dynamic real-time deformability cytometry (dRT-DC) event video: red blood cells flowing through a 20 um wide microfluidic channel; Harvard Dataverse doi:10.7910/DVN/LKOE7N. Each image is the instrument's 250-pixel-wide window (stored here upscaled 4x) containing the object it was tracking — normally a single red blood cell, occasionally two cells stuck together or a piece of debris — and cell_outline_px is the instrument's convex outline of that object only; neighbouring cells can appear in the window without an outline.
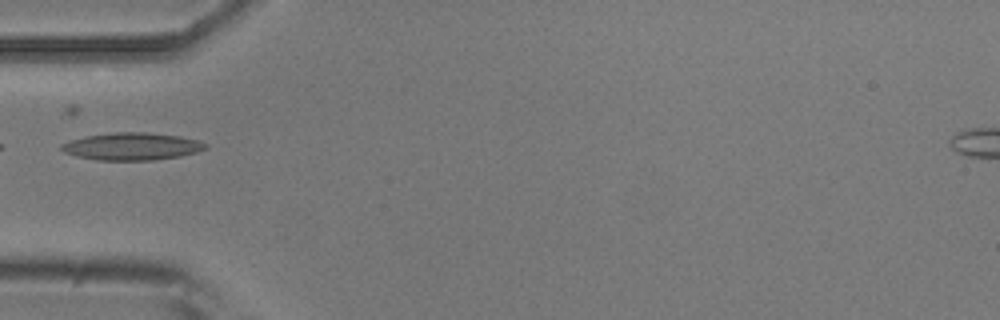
{"species": "common noctule bat (a hibernating species)", "species_latin": "Nyctalus noctula", "temperature_condition": "room temperature", "stored_images_in_passage": 7, "camera_frame_rate_fps": 3000, "um_per_image_px": 0.085, "animal": {"sex": "male", "body_mass_g": 20.5, "forearm_length_mm": 52.5}, "frame": {"image": 1, "passage_image": 5, "time_ms": 4.667, "image_size_px": [1000, 320], "cell_outline_px": [[208, 148], [196, 152], [180, 156], [156, 160], [96, 160], [76, 156], [64, 152], [60, 148], [60, 144], [72, 140], [88, 136], [112, 132], [144, 132], [180, 136], [200, 140], [208, 144]], "centroid_in_image_um": [11.25, 12.44], "position_along_channel_um": 73.8, "area_um2": 23.06}}
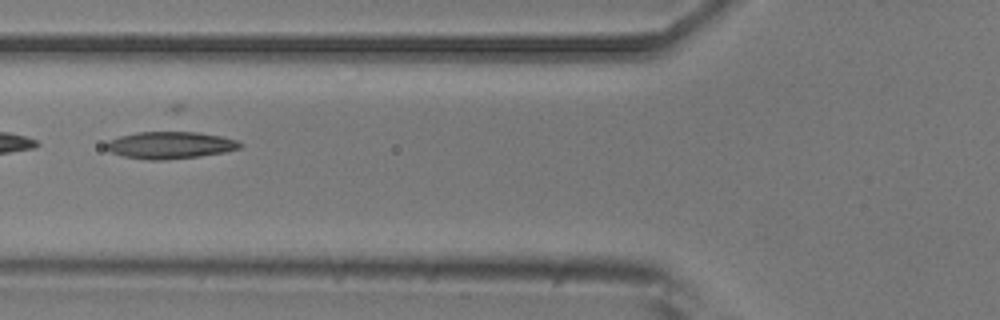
{"frame": {"image": 2, "passage_image": 6, "time_ms": 5.667, "image_size_px": [1000, 320], "cell_outline_px": [[244, 144], [240, 148], [224, 152], [200, 156], [164, 160], [148, 160], [124, 156], [108, 152], [104, 148], [104, 144], [108, 140], [120, 136], [136, 132], [172, 128], [200, 132], [220, 136], [236, 140]], "centroid_in_image_um": [14.42, 12.29], "position_along_channel_um": 111.4, "area_um2": 22.2}}
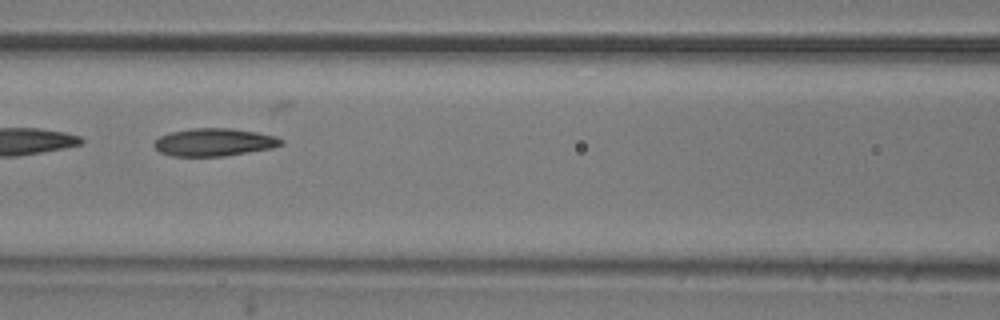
{"frame": {"image": 3, "passage_image": 7, "time_ms": 6.667, "image_size_px": [1000, 320], "cell_outline_px": [[284, 144], [272, 148], [224, 156], [172, 156], [160, 152], [152, 144], [160, 136], [172, 132], [192, 128], [232, 128], [256, 132], [276, 136], [284, 140]], "centroid_in_image_um": [18.22, 12.08], "position_along_channel_um": 148.4, "area_um2": 20.52}}